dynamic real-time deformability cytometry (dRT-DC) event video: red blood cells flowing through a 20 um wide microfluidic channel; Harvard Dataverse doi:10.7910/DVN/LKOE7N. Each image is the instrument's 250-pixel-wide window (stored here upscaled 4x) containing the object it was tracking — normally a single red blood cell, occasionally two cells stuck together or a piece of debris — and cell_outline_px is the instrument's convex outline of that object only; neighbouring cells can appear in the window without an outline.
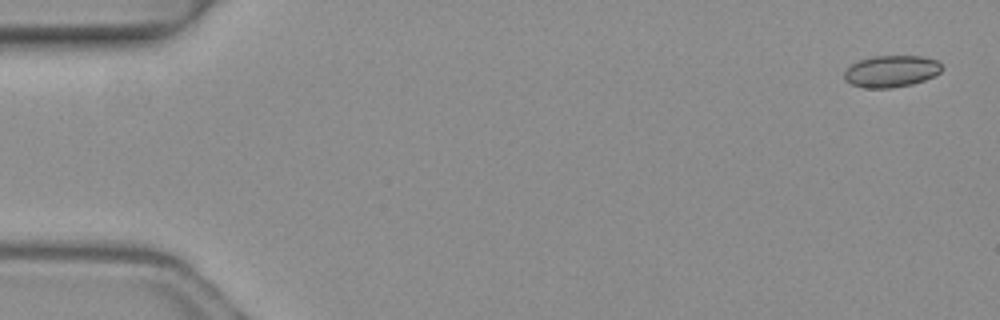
{"species": "common noctule bat (a hibernating species)", "species_latin": "Nyctalus noctula", "temperature_condition": "warm", "stored_images_in_passage": 6, "camera_frame_rate_fps": 3000, "um_per_image_px": 0.085, "animal": {"sex": "female", "body_mass_g": 19.3, "forearm_length_mm": 54.1}, "frame": {"image": 1, "passage_image": 1, "time_ms": 0.0, "image_size_px": [1000, 320], "cell_outline_px": [[940, 72], [924, 80], [912, 84], [892, 88], [868, 88], [852, 84], [844, 80], [844, 72], [852, 64], [860, 60], [872, 56], [920, 56], [936, 60], [940, 64]], "centroid_in_image_um": [75.73, 6.06], "position_along_channel_um": 9.3, "area_um2": 17.8}}
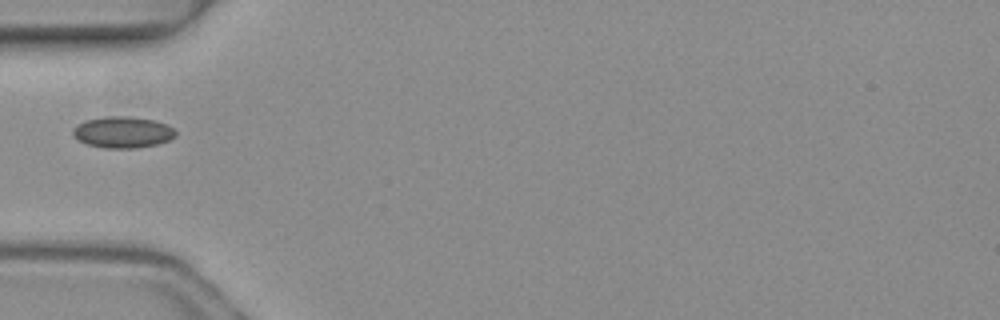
{"frame": {"image": 2, "passage_image": 5, "time_ms": 1.333, "image_size_px": [1000, 320], "cell_outline_px": [[176, 136], [168, 140], [156, 144], [136, 148], [104, 148], [88, 144], [72, 136], [72, 128], [76, 124], [84, 120], [104, 116], [128, 116], [152, 120], [168, 124], [176, 132]], "centroid_in_image_um": [10.39, 11.23], "position_along_channel_um": 74.6, "area_um2": 18.84}}
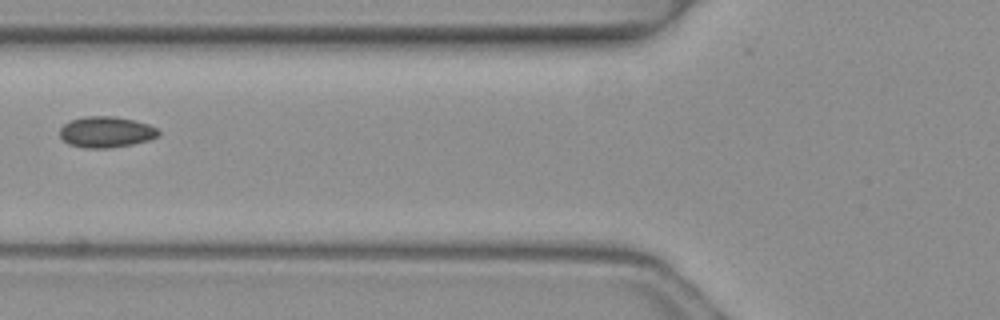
{"frame": {"image": 3, "passage_image": 6, "time_ms": 1.667, "image_size_px": [1000, 320], "cell_outline_px": [[160, 136], [148, 140], [132, 144], [108, 148], [84, 148], [68, 144], [60, 136], [60, 128], [64, 124], [72, 120], [84, 116], [116, 116], [148, 124], [156, 128], [160, 132]], "centroid_in_image_um": [9.02, 11.22], "position_along_channel_um": 116.8, "area_um2": 17.8}}